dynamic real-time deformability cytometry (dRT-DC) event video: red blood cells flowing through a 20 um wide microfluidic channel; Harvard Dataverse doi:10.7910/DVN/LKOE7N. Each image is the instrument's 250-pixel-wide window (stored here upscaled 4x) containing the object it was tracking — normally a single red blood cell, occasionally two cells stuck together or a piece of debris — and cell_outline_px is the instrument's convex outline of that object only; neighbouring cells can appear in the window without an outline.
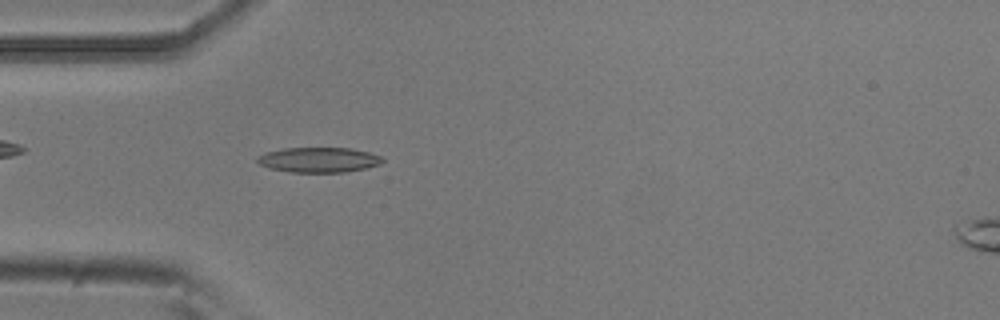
{"species": "common noctule bat (a hibernating species)", "species_latin": "Nyctalus noctula", "temperature_condition": "room temperature", "stored_images_in_passage": 54, "camera_frame_rate_fps": 3000, "um_per_image_px": 0.085, "animal": {"sex": "male", "body_mass_g": 20.5, "forearm_length_mm": 52.5}, "frame": {"image": 1, "passage_image": 16, "time_ms": 5.0, "image_size_px": [1000, 320], "cell_outline_px": [[384, 160], [380, 164], [364, 168], [344, 172], [288, 172], [268, 168], [260, 164], [256, 160], [256, 156], [264, 152], [284, 148], [352, 148], [368, 152], [380, 156]], "centroid_in_image_um": [27.03, 13.58], "position_along_channel_um": 58.0, "area_um2": 18.32}}
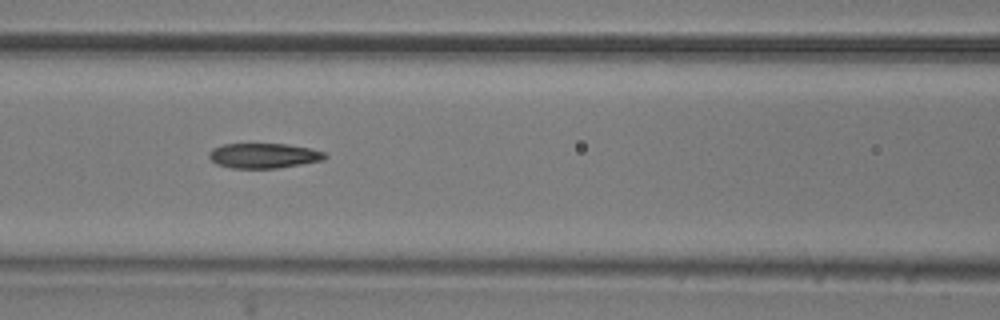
{"frame": {"image": 2, "passage_image": 23, "time_ms": 7.333, "image_size_px": [1000, 320], "cell_outline_px": [[328, 156], [324, 160], [276, 168], [232, 168], [216, 164], [208, 156], [208, 152], [212, 148], [224, 144], [288, 144], [308, 148], [324, 152]], "centroid_in_image_um": [22.39, 13.23], "position_along_channel_um": 144.2, "area_um2": 16.82}}
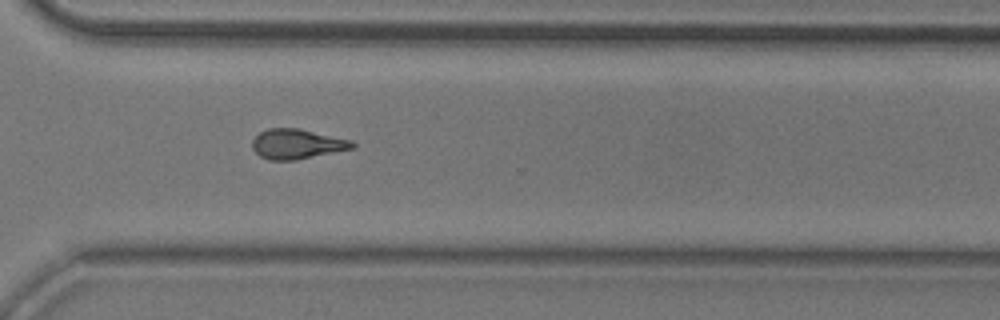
{"frame": {"image": 3, "passage_image": 39, "time_ms": 12.667, "image_size_px": [1000, 320], "cell_outline_px": [[356, 148], [296, 160], [268, 160], [260, 156], [252, 148], [252, 140], [260, 132], [268, 128], [296, 128], [352, 140], [356, 144]], "centroid_in_image_um": [25.25, 12.25], "position_along_channel_um": 345.3, "area_um2": 17.46}, "authors_computed_cell_mechanics": {"area_um2": 17.2533, "velocity_mm_per_s": 3.7792, "shape_relaxation_time_tau1_ms": 6.926, "shape_relaxation_time_tau2_ms": 2.7284, "deformation_change_tau1": 0.1809, "deformation_change_tau2": 0.0975}}